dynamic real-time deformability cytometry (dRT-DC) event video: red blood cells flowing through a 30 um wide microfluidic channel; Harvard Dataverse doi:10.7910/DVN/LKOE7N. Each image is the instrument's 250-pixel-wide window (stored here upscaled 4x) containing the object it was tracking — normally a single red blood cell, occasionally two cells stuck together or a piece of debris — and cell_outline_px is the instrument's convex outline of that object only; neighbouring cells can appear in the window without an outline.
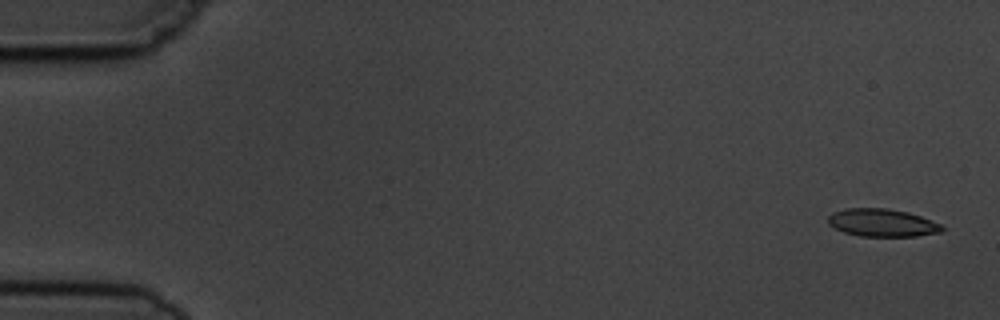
{"species": "common noctule bat (a hibernating species)", "species_latin": "Nyctalus noctula", "temperature_condition": "cold", "stored_images_in_passage": 5, "camera_frame_rate_fps": 3000, "um_per_image_px": 0.085, "animal": {"sex": "male", "body_mass_g": 19.5, "forearm_length_mm": 54.6}, "frame": {"image": 1, "passage_image": 1, "time_ms": 0.0, "image_size_px": [1000, 320], "cell_outline_px": [[944, 228], [940, 232], [916, 236], [860, 236], [844, 232], [828, 224], [828, 216], [832, 212], [844, 208], [888, 208], [908, 212], [920, 216], [940, 224]], "centroid_in_image_um": [74.95, 18.92], "position_along_channel_um": 10.1, "area_um2": 18.38}}
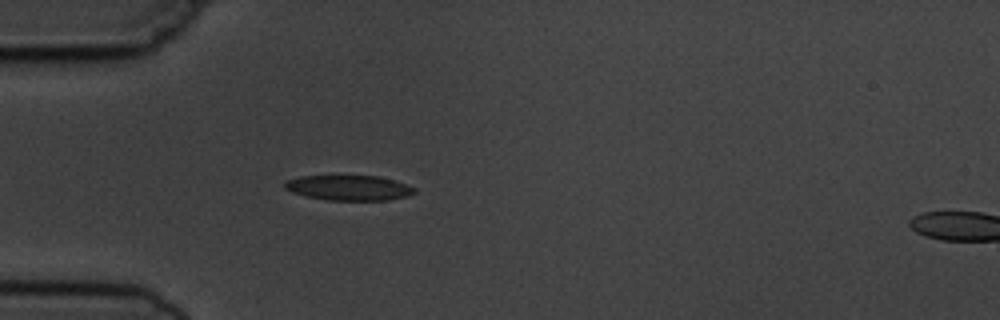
{"frame": {"image": 2, "passage_image": 4, "time_ms": 4.667, "image_size_px": [1000, 320], "cell_outline_px": [[416, 192], [408, 196], [388, 200], [328, 200], [308, 196], [292, 192], [284, 188], [284, 180], [300, 176], [380, 176], [416, 188]], "centroid_in_image_um": [29.64, 15.96], "position_along_channel_um": 55.4, "area_um2": 18.9}}